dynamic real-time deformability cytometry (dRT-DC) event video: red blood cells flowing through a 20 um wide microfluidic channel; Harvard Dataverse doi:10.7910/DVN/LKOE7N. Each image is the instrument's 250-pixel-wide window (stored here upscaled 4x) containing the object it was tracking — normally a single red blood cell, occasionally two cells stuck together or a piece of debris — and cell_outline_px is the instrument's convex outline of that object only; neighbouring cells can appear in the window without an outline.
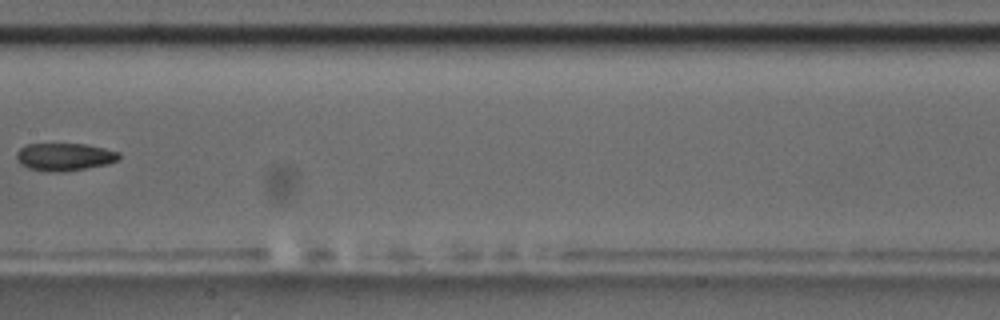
{"species": "common noctule bat (a hibernating species)", "species_latin": "Nyctalus noctula", "temperature_condition": "room temperature", "stored_images_in_passage": 9, "camera_frame_rate_fps": 3000, "um_per_image_px": 0.085, "animal": {"sex": "male", "body_mass_g": 17.5, "forearm_length_mm": 52.3}, "frame": {"image": 1, "passage_image": 8, "time_ms": 9.0, "image_size_px": [1000, 320], "cell_outline_px": [[120, 156], [116, 160], [108, 164], [84, 168], [28, 168], [20, 164], [16, 160], [16, 152], [20, 148], [28, 144], [84, 144], [104, 148], [120, 152]], "centroid_in_image_um": [5.49, 13.26], "position_along_channel_um": 201.9, "area_um2": 15.49}}
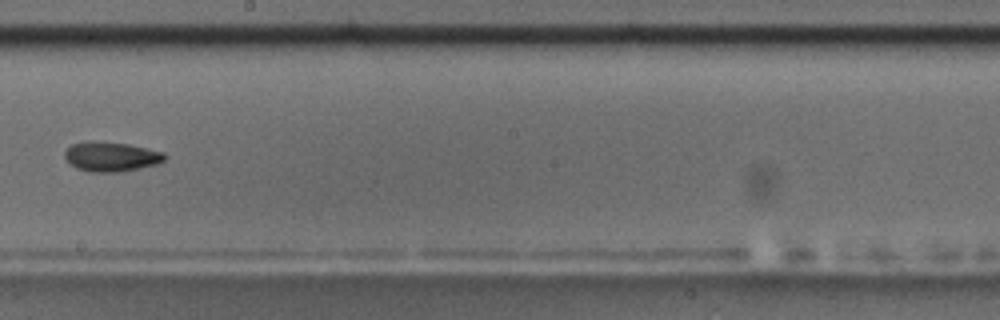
{"frame": {"image": 2, "passage_image": 9, "time_ms": 10.0, "image_size_px": [1000, 320], "cell_outline_px": [[168, 156], [164, 160], [156, 164], [140, 168], [116, 172], [88, 172], [76, 168], [68, 164], [64, 156], [64, 152], [72, 144], [88, 140], [92, 140], [128, 144], [148, 148], [164, 152]], "centroid_in_image_um": [9.42, 13.31], "position_along_channel_um": 238.8, "area_um2": 17.51}}